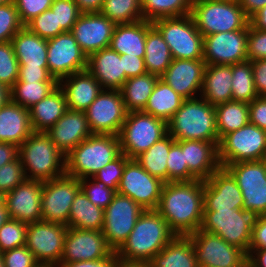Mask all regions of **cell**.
<instances>
[{
    "instance_id": "cell-1",
    "label": "cell",
    "mask_w": 266,
    "mask_h": 267,
    "mask_svg": "<svg viewBox=\"0 0 266 267\" xmlns=\"http://www.w3.org/2000/svg\"><path fill=\"white\" fill-rule=\"evenodd\" d=\"M203 202L202 180L165 182L156 211L176 235L188 236L200 229Z\"/></svg>"
},
{
    "instance_id": "cell-2",
    "label": "cell",
    "mask_w": 266,
    "mask_h": 267,
    "mask_svg": "<svg viewBox=\"0 0 266 267\" xmlns=\"http://www.w3.org/2000/svg\"><path fill=\"white\" fill-rule=\"evenodd\" d=\"M175 236L156 210H145L116 251L117 258L125 264H148Z\"/></svg>"
},
{
    "instance_id": "cell-3",
    "label": "cell",
    "mask_w": 266,
    "mask_h": 267,
    "mask_svg": "<svg viewBox=\"0 0 266 267\" xmlns=\"http://www.w3.org/2000/svg\"><path fill=\"white\" fill-rule=\"evenodd\" d=\"M175 141L201 140L219 143L215 107L201 96L186 99L167 122Z\"/></svg>"
},
{
    "instance_id": "cell-4",
    "label": "cell",
    "mask_w": 266,
    "mask_h": 267,
    "mask_svg": "<svg viewBox=\"0 0 266 267\" xmlns=\"http://www.w3.org/2000/svg\"><path fill=\"white\" fill-rule=\"evenodd\" d=\"M26 179L46 182L65 175V155L46 132H33L19 147Z\"/></svg>"
},
{
    "instance_id": "cell-5",
    "label": "cell",
    "mask_w": 266,
    "mask_h": 267,
    "mask_svg": "<svg viewBox=\"0 0 266 267\" xmlns=\"http://www.w3.org/2000/svg\"><path fill=\"white\" fill-rule=\"evenodd\" d=\"M120 154L118 135L93 134L65 156V174L91 178Z\"/></svg>"
},
{
    "instance_id": "cell-6",
    "label": "cell",
    "mask_w": 266,
    "mask_h": 267,
    "mask_svg": "<svg viewBox=\"0 0 266 267\" xmlns=\"http://www.w3.org/2000/svg\"><path fill=\"white\" fill-rule=\"evenodd\" d=\"M259 216L254 210H203L200 230L220 236L248 255L252 229Z\"/></svg>"
},
{
    "instance_id": "cell-7",
    "label": "cell",
    "mask_w": 266,
    "mask_h": 267,
    "mask_svg": "<svg viewBox=\"0 0 266 267\" xmlns=\"http://www.w3.org/2000/svg\"><path fill=\"white\" fill-rule=\"evenodd\" d=\"M190 15L203 37L242 30L249 25L238 1L193 0Z\"/></svg>"
},
{
    "instance_id": "cell-8",
    "label": "cell",
    "mask_w": 266,
    "mask_h": 267,
    "mask_svg": "<svg viewBox=\"0 0 266 267\" xmlns=\"http://www.w3.org/2000/svg\"><path fill=\"white\" fill-rule=\"evenodd\" d=\"M167 134L166 121L143 111L128 112L118 133L121 153L135 159Z\"/></svg>"
},
{
    "instance_id": "cell-9",
    "label": "cell",
    "mask_w": 266,
    "mask_h": 267,
    "mask_svg": "<svg viewBox=\"0 0 266 267\" xmlns=\"http://www.w3.org/2000/svg\"><path fill=\"white\" fill-rule=\"evenodd\" d=\"M169 46L173 59L203 60V35L192 16L162 18L153 22Z\"/></svg>"
},
{
    "instance_id": "cell-10",
    "label": "cell",
    "mask_w": 266,
    "mask_h": 267,
    "mask_svg": "<svg viewBox=\"0 0 266 267\" xmlns=\"http://www.w3.org/2000/svg\"><path fill=\"white\" fill-rule=\"evenodd\" d=\"M221 167L242 161H259L266 158V131L248 123L224 135L218 144Z\"/></svg>"
},
{
    "instance_id": "cell-11",
    "label": "cell",
    "mask_w": 266,
    "mask_h": 267,
    "mask_svg": "<svg viewBox=\"0 0 266 267\" xmlns=\"http://www.w3.org/2000/svg\"><path fill=\"white\" fill-rule=\"evenodd\" d=\"M68 227L61 223L37 221L29 223L25 246L39 264L57 267L64 251V240Z\"/></svg>"
},
{
    "instance_id": "cell-12",
    "label": "cell",
    "mask_w": 266,
    "mask_h": 267,
    "mask_svg": "<svg viewBox=\"0 0 266 267\" xmlns=\"http://www.w3.org/2000/svg\"><path fill=\"white\" fill-rule=\"evenodd\" d=\"M243 196V210L266 214V161H242L225 165Z\"/></svg>"
},
{
    "instance_id": "cell-13",
    "label": "cell",
    "mask_w": 266,
    "mask_h": 267,
    "mask_svg": "<svg viewBox=\"0 0 266 267\" xmlns=\"http://www.w3.org/2000/svg\"><path fill=\"white\" fill-rule=\"evenodd\" d=\"M145 210L130 197L116 193L104 209L102 233L107 244L117 251L127 240L137 219Z\"/></svg>"
},
{
    "instance_id": "cell-14",
    "label": "cell",
    "mask_w": 266,
    "mask_h": 267,
    "mask_svg": "<svg viewBox=\"0 0 266 267\" xmlns=\"http://www.w3.org/2000/svg\"><path fill=\"white\" fill-rule=\"evenodd\" d=\"M165 182L151 175L135 160L124 167L117 193L130 197L144 210H156Z\"/></svg>"
},
{
    "instance_id": "cell-15",
    "label": "cell",
    "mask_w": 266,
    "mask_h": 267,
    "mask_svg": "<svg viewBox=\"0 0 266 267\" xmlns=\"http://www.w3.org/2000/svg\"><path fill=\"white\" fill-rule=\"evenodd\" d=\"M80 190L79 179L66 174L43 182L41 196L42 220L61 223L68 227L70 208Z\"/></svg>"
},
{
    "instance_id": "cell-16",
    "label": "cell",
    "mask_w": 266,
    "mask_h": 267,
    "mask_svg": "<svg viewBox=\"0 0 266 267\" xmlns=\"http://www.w3.org/2000/svg\"><path fill=\"white\" fill-rule=\"evenodd\" d=\"M188 236L193 242L199 267H235L248 258L242 249L227 243L218 235L199 229Z\"/></svg>"
},
{
    "instance_id": "cell-17",
    "label": "cell",
    "mask_w": 266,
    "mask_h": 267,
    "mask_svg": "<svg viewBox=\"0 0 266 267\" xmlns=\"http://www.w3.org/2000/svg\"><path fill=\"white\" fill-rule=\"evenodd\" d=\"M120 90L103 89L85 110L93 134L118 135L127 116Z\"/></svg>"
},
{
    "instance_id": "cell-18",
    "label": "cell",
    "mask_w": 266,
    "mask_h": 267,
    "mask_svg": "<svg viewBox=\"0 0 266 267\" xmlns=\"http://www.w3.org/2000/svg\"><path fill=\"white\" fill-rule=\"evenodd\" d=\"M87 55L70 32L47 40L49 73L57 80L87 69Z\"/></svg>"
},
{
    "instance_id": "cell-19",
    "label": "cell",
    "mask_w": 266,
    "mask_h": 267,
    "mask_svg": "<svg viewBox=\"0 0 266 267\" xmlns=\"http://www.w3.org/2000/svg\"><path fill=\"white\" fill-rule=\"evenodd\" d=\"M247 36L248 26L204 36L203 60L206 65H233L247 61Z\"/></svg>"
},
{
    "instance_id": "cell-20",
    "label": "cell",
    "mask_w": 266,
    "mask_h": 267,
    "mask_svg": "<svg viewBox=\"0 0 266 267\" xmlns=\"http://www.w3.org/2000/svg\"><path fill=\"white\" fill-rule=\"evenodd\" d=\"M114 253L115 251L107 244L102 230H81L68 227L59 265L103 259Z\"/></svg>"
},
{
    "instance_id": "cell-21",
    "label": "cell",
    "mask_w": 266,
    "mask_h": 267,
    "mask_svg": "<svg viewBox=\"0 0 266 267\" xmlns=\"http://www.w3.org/2000/svg\"><path fill=\"white\" fill-rule=\"evenodd\" d=\"M115 26L101 13H81L70 33L88 57L109 47Z\"/></svg>"
},
{
    "instance_id": "cell-22",
    "label": "cell",
    "mask_w": 266,
    "mask_h": 267,
    "mask_svg": "<svg viewBox=\"0 0 266 267\" xmlns=\"http://www.w3.org/2000/svg\"><path fill=\"white\" fill-rule=\"evenodd\" d=\"M42 188V181L25 179L6 193L5 204L9 217L27 224L41 221Z\"/></svg>"
},
{
    "instance_id": "cell-23",
    "label": "cell",
    "mask_w": 266,
    "mask_h": 267,
    "mask_svg": "<svg viewBox=\"0 0 266 267\" xmlns=\"http://www.w3.org/2000/svg\"><path fill=\"white\" fill-rule=\"evenodd\" d=\"M203 191V210L242 209V192L233 176L223 167L203 181Z\"/></svg>"
},
{
    "instance_id": "cell-24",
    "label": "cell",
    "mask_w": 266,
    "mask_h": 267,
    "mask_svg": "<svg viewBox=\"0 0 266 267\" xmlns=\"http://www.w3.org/2000/svg\"><path fill=\"white\" fill-rule=\"evenodd\" d=\"M205 67L204 60L173 59L160 79L185 100L199 97Z\"/></svg>"
},
{
    "instance_id": "cell-25",
    "label": "cell",
    "mask_w": 266,
    "mask_h": 267,
    "mask_svg": "<svg viewBox=\"0 0 266 267\" xmlns=\"http://www.w3.org/2000/svg\"><path fill=\"white\" fill-rule=\"evenodd\" d=\"M46 133L65 156L83 140L93 135L85 111L71 109H67Z\"/></svg>"
},
{
    "instance_id": "cell-26",
    "label": "cell",
    "mask_w": 266,
    "mask_h": 267,
    "mask_svg": "<svg viewBox=\"0 0 266 267\" xmlns=\"http://www.w3.org/2000/svg\"><path fill=\"white\" fill-rule=\"evenodd\" d=\"M87 70L103 89L120 90L126 81L123 55L110 47L90 54L87 59Z\"/></svg>"
},
{
    "instance_id": "cell-27",
    "label": "cell",
    "mask_w": 266,
    "mask_h": 267,
    "mask_svg": "<svg viewBox=\"0 0 266 267\" xmlns=\"http://www.w3.org/2000/svg\"><path fill=\"white\" fill-rule=\"evenodd\" d=\"M58 85L65 95L67 108L77 111H85L103 90L87 69L62 78Z\"/></svg>"
},
{
    "instance_id": "cell-28",
    "label": "cell",
    "mask_w": 266,
    "mask_h": 267,
    "mask_svg": "<svg viewBox=\"0 0 266 267\" xmlns=\"http://www.w3.org/2000/svg\"><path fill=\"white\" fill-rule=\"evenodd\" d=\"M218 144L201 140H182V152L188 170L197 180L206 181L221 168Z\"/></svg>"
},
{
    "instance_id": "cell-29",
    "label": "cell",
    "mask_w": 266,
    "mask_h": 267,
    "mask_svg": "<svg viewBox=\"0 0 266 267\" xmlns=\"http://www.w3.org/2000/svg\"><path fill=\"white\" fill-rule=\"evenodd\" d=\"M32 133L29 109L11 100L0 108V142L19 147Z\"/></svg>"
},
{
    "instance_id": "cell-30",
    "label": "cell",
    "mask_w": 266,
    "mask_h": 267,
    "mask_svg": "<svg viewBox=\"0 0 266 267\" xmlns=\"http://www.w3.org/2000/svg\"><path fill=\"white\" fill-rule=\"evenodd\" d=\"M152 22L139 20L133 23L116 24L109 47L120 55L144 58L148 29Z\"/></svg>"
},
{
    "instance_id": "cell-31",
    "label": "cell",
    "mask_w": 266,
    "mask_h": 267,
    "mask_svg": "<svg viewBox=\"0 0 266 267\" xmlns=\"http://www.w3.org/2000/svg\"><path fill=\"white\" fill-rule=\"evenodd\" d=\"M19 68H48L47 40L23 27L12 38Z\"/></svg>"
},
{
    "instance_id": "cell-32",
    "label": "cell",
    "mask_w": 266,
    "mask_h": 267,
    "mask_svg": "<svg viewBox=\"0 0 266 267\" xmlns=\"http://www.w3.org/2000/svg\"><path fill=\"white\" fill-rule=\"evenodd\" d=\"M200 96L213 106L232 101V65H206Z\"/></svg>"
},
{
    "instance_id": "cell-33",
    "label": "cell",
    "mask_w": 266,
    "mask_h": 267,
    "mask_svg": "<svg viewBox=\"0 0 266 267\" xmlns=\"http://www.w3.org/2000/svg\"><path fill=\"white\" fill-rule=\"evenodd\" d=\"M67 109L65 95L58 85L44 99L29 109L33 132L48 131Z\"/></svg>"
},
{
    "instance_id": "cell-34",
    "label": "cell",
    "mask_w": 266,
    "mask_h": 267,
    "mask_svg": "<svg viewBox=\"0 0 266 267\" xmlns=\"http://www.w3.org/2000/svg\"><path fill=\"white\" fill-rule=\"evenodd\" d=\"M149 267H199L189 236L176 235L148 263Z\"/></svg>"
},
{
    "instance_id": "cell-35",
    "label": "cell",
    "mask_w": 266,
    "mask_h": 267,
    "mask_svg": "<svg viewBox=\"0 0 266 267\" xmlns=\"http://www.w3.org/2000/svg\"><path fill=\"white\" fill-rule=\"evenodd\" d=\"M159 78L147 72L125 81L120 91L127 112L144 110Z\"/></svg>"
},
{
    "instance_id": "cell-36",
    "label": "cell",
    "mask_w": 266,
    "mask_h": 267,
    "mask_svg": "<svg viewBox=\"0 0 266 267\" xmlns=\"http://www.w3.org/2000/svg\"><path fill=\"white\" fill-rule=\"evenodd\" d=\"M185 99L158 79L143 112L168 122Z\"/></svg>"
},
{
    "instance_id": "cell-37",
    "label": "cell",
    "mask_w": 266,
    "mask_h": 267,
    "mask_svg": "<svg viewBox=\"0 0 266 267\" xmlns=\"http://www.w3.org/2000/svg\"><path fill=\"white\" fill-rule=\"evenodd\" d=\"M104 210L95 206L80 190L70 208L68 227L81 230H102Z\"/></svg>"
},
{
    "instance_id": "cell-38",
    "label": "cell",
    "mask_w": 266,
    "mask_h": 267,
    "mask_svg": "<svg viewBox=\"0 0 266 267\" xmlns=\"http://www.w3.org/2000/svg\"><path fill=\"white\" fill-rule=\"evenodd\" d=\"M169 46L160 31L152 25L146 36L144 64L146 71L160 77L171 64Z\"/></svg>"
},
{
    "instance_id": "cell-39",
    "label": "cell",
    "mask_w": 266,
    "mask_h": 267,
    "mask_svg": "<svg viewBox=\"0 0 266 267\" xmlns=\"http://www.w3.org/2000/svg\"><path fill=\"white\" fill-rule=\"evenodd\" d=\"M216 111V128L219 140L226 134L236 131L249 123V104L228 101L218 104Z\"/></svg>"
},
{
    "instance_id": "cell-40",
    "label": "cell",
    "mask_w": 266,
    "mask_h": 267,
    "mask_svg": "<svg viewBox=\"0 0 266 267\" xmlns=\"http://www.w3.org/2000/svg\"><path fill=\"white\" fill-rule=\"evenodd\" d=\"M175 139L167 134L160 141L153 144L148 150L140 154L135 160L151 175L168 182L167 159L170 147Z\"/></svg>"
},
{
    "instance_id": "cell-41",
    "label": "cell",
    "mask_w": 266,
    "mask_h": 267,
    "mask_svg": "<svg viewBox=\"0 0 266 267\" xmlns=\"http://www.w3.org/2000/svg\"><path fill=\"white\" fill-rule=\"evenodd\" d=\"M58 86V81H16L10 88L11 101L30 109Z\"/></svg>"
},
{
    "instance_id": "cell-42",
    "label": "cell",
    "mask_w": 266,
    "mask_h": 267,
    "mask_svg": "<svg viewBox=\"0 0 266 267\" xmlns=\"http://www.w3.org/2000/svg\"><path fill=\"white\" fill-rule=\"evenodd\" d=\"M193 0H141L142 16L148 22L190 15Z\"/></svg>"
},
{
    "instance_id": "cell-43",
    "label": "cell",
    "mask_w": 266,
    "mask_h": 267,
    "mask_svg": "<svg viewBox=\"0 0 266 267\" xmlns=\"http://www.w3.org/2000/svg\"><path fill=\"white\" fill-rule=\"evenodd\" d=\"M253 79L252 62L245 61L232 65V100L250 103L257 98Z\"/></svg>"
},
{
    "instance_id": "cell-44",
    "label": "cell",
    "mask_w": 266,
    "mask_h": 267,
    "mask_svg": "<svg viewBox=\"0 0 266 267\" xmlns=\"http://www.w3.org/2000/svg\"><path fill=\"white\" fill-rule=\"evenodd\" d=\"M100 13L115 24L143 20L141 0H104Z\"/></svg>"
},
{
    "instance_id": "cell-45",
    "label": "cell",
    "mask_w": 266,
    "mask_h": 267,
    "mask_svg": "<svg viewBox=\"0 0 266 267\" xmlns=\"http://www.w3.org/2000/svg\"><path fill=\"white\" fill-rule=\"evenodd\" d=\"M28 224L9 218L0 228V253L25 245Z\"/></svg>"
},
{
    "instance_id": "cell-46",
    "label": "cell",
    "mask_w": 266,
    "mask_h": 267,
    "mask_svg": "<svg viewBox=\"0 0 266 267\" xmlns=\"http://www.w3.org/2000/svg\"><path fill=\"white\" fill-rule=\"evenodd\" d=\"M168 182L192 181L196 178L189 172L182 152V141H175L168 154Z\"/></svg>"
},
{
    "instance_id": "cell-47",
    "label": "cell",
    "mask_w": 266,
    "mask_h": 267,
    "mask_svg": "<svg viewBox=\"0 0 266 267\" xmlns=\"http://www.w3.org/2000/svg\"><path fill=\"white\" fill-rule=\"evenodd\" d=\"M19 66L11 41L0 43V82L11 88L18 80Z\"/></svg>"
},
{
    "instance_id": "cell-48",
    "label": "cell",
    "mask_w": 266,
    "mask_h": 267,
    "mask_svg": "<svg viewBox=\"0 0 266 267\" xmlns=\"http://www.w3.org/2000/svg\"><path fill=\"white\" fill-rule=\"evenodd\" d=\"M79 182L81 190L89 201L103 210L109 205L117 193L115 190L107 187L103 182L97 181L94 177L82 178Z\"/></svg>"
},
{
    "instance_id": "cell-49",
    "label": "cell",
    "mask_w": 266,
    "mask_h": 267,
    "mask_svg": "<svg viewBox=\"0 0 266 267\" xmlns=\"http://www.w3.org/2000/svg\"><path fill=\"white\" fill-rule=\"evenodd\" d=\"M25 27L46 40L64 33L61 27L57 26L56 13H54L51 9H48L40 15L34 17L25 25Z\"/></svg>"
},
{
    "instance_id": "cell-50",
    "label": "cell",
    "mask_w": 266,
    "mask_h": 267,
    "mask_svg": "<svg viewBox=\"0 0 266 267\" xmlns=\"http://www.w3.org/2000/svg\"><path fill=\"white\" fill-rule=\"evenodd\" d=\"M23 27L14 2L0 6V43L11 41Z\"/></svg>"
},
{
    "instance_id": "cell-51",
    "label": "cell",
    "mask_w": 266,
    "mask_h": 267,
    "mask_svg": "<svg viewBox=\"0 0 266 267\" xmlns=\"http://www.w3.org/2000/svg\"><path fill=\"white\" fill-rule=\"evenodd\" d=\"M129 160L125 154L121 153L115 160L100 169L93 177L117 192L125 164Z\"/></svg>"
},
{
    "instance_id": "cell-52",
    "label": "cell",
    "mask_w": 266,
    "mask_h": 267,
    "mask_svg": "<svg viewBox=\"0 0 266 267\" xmlns=\"http://www.w3.org/2000/svg\"><path fill=\"white\" fill-rule=\"evenodd\" d=\"M50 9L56 13L57 26L64 32H70L81 15L74 0H53Z\"/></svg>"
},
{
    "instance_id": "cell-53",
    "label": "cell",
    "mask_w": 266,
    "mask_h": 267,
    "mask_svg": "<svg viewBox=\"0 0 266 267\" xmlns=\"http://www.w3.org/2000/svg\"><path fill=\"white\" fill-rule=\"evenodd\" d=\"M26 179L19 156L0 168V191L4 194L13 190Z\"/></svg>"
},
{
    "instance_id": "cell-54",
    "label": "cell",
    "mask_w": 266,
    "mask_h": 267,
    "mask_svg": "<svg viewBox=\"0 0 266 267\" xmlns=\"http://www.w3.org/2000/svg\"><path fill=\"white\" fill-rule=\"evenodd\" d=\"M18 16L25 26L34 17L50 9L53 0H14Z\"/></svg>"
},
{
    "instance_id": "cell-55",
    "label": "cell",
    "mask_w": 266,
    "mask_h": 267,
    "mask_svg": "<svg viewBox=\"0 0 266 267\" xmlns=\"http://www.w3.org/2000/svg\"><path fill=\"white\" fill-rule=\"evenodd\" d=\"M248 61L266 59V31L248 25L247 36Z\"/></svg>"
},
{
    "instance_id": "cell-56",
    "label": "cell",
    "mask_w": 266,
    "mask_h": 267,
    "mask_svg": "<svg viewBox=\"0 0 266 267\" xmlns=\"http://www.w3.org/2000/svg\"><path fill=\"white\" fill-rule=\"evenodd\" d=\"M5 267H36L38 261L32 252L24 245L2 253Z\"/></svg>"
},
{
    "instance_id": "cell-57",
    "label": "cell",
    "mask_w": 266,
    "mask_h": 267,
    "mask_svg": "<svg viewBox=\"0 0 266 267\" xmlns=\"http://www.w3.org/2000/svg\"><path fill=\"white\" fill-rule=\"evenodd\" d=\"M249 123L266 131V96H258L249 103Z\"/></svg>"
},
{
    "instance_id": "cell-58",
    "label": "cell",
    "mask_w": 266,
    "mask_h": 267,
    "mask_svg": "<svg viewBox=\"0 0 266 267\" xmlns=\"http://www.w3.org/2000/svg\"><path fill=\"white\" fill-rule=\"evenodd\" d=\"M252 62L253 79L258 96H266V59Z\"/></svg>"
},
{
    "instance_id": "cell-59",
    "label": "cell",
    "mask_w": 266,
    "mask_h": 267,
    "mask_svg": "<svg viewBox=\"0 0 266 267\" xmlns=\"http://www.w3.org/2000/svg\"><path fill=\"white\" fill-rule=\"evenodd\" d=\"M123 70H125L126 80L147 73L144 58L137 56L123 55Z\"/></svg>"
},
{
    "instance_id": "cell-60",
    "label": "cell",
    "mask_w": 266,
    "mask_h": 267,
    "mask_svg": "<svg viewBox=\"0 0 266 267\" xmlns=\"http://www.w3.org/2000/svg\"><path fill=\"white\" fill-rule=\"evenodd\" d=\"M249 249H266V214L260 215L252 229Z\"/></svg>"
},
{
    "instance_id": "cell-61",
    "label": "cell",
    "mask_w": 266,
    "mask_h": 267,
    "mask_svg": "<svg viewBox=\"0 0 266 267\" xmlns=\"http://www.w3.org/2000/svg\"><path fill=\"white\" fill-rule=\"evenodd\" d=\"M17 81H57L48 68H19Z\"/></svg>"
},
{
    "instance_id": "cell-62",
    "label": "cell",
    "mask_w": 266,
    "mask_h": 267,
    "mask_svg": "<svg viewBox=\"0 0 266 267\" xmlns=\"http://www.w3.org/2000/svg\"><path fill=\"white\" fill-rule=\"evenodd\" d=\"M118 263L119 259L115 252L112 256L103 259L63 263L57 267H117Z\"/></svg>"
},
{
    "instance_id": "cell-63",
    "label": "cell",
    "mask_w": 266,
    "mask_h": 267,
    "mask_svg": "<svg viewBox=\"0 0 266 267\" xmlns=\"http://www.w3.org/2000/svg\"><path fill=\"white\" fill-rule=\"evenodd\" d=\"M18 157V146L0 142V168Z\"/></svg>"
},
{
    "instance_id": "cell-64",
    "label": "cell",
    "mask_w": 266,
    "mask_h": 267,
    "mask_svg": "<svg viewBox=\"0 0 266 267\" xmlns=\"http://www.w3.org/2000/svg\"><path fill=\"white\" fill-rule=\"evenodd\" d=\"M81 13H100L104 0H74Z\"/></svg>"
},
{
    "instance_id": "cell-65",
    "label": "cell",
    "mask_w": 266,
    "mask_h": 267,
    "mask_svg": "<svg viewBox=\"0 0 266 267\" xmlns=\"http://www.w3.org/2000/svg\"><path fill=\"white\" fill-rule=\"evenodd\" d=\"M238 3L248 18L266 6V0H238Z\"/></svg>"
},
{
    "instance_id": "cell-66",
    "label": "cell",
    "mask_w": 266,
    "mask_h": 267,
    "mask_svg": "<svg viewBox=\"0 0 266 267\" xmlns=\"http://www.w3.org/2000/svg\"><path fill=\"white\" fill-rule=\"evenodd\" d=\"M248 260L253 267H266V249H249Z\"/></svg>"
},
{
    "instance_id": "cell-67",
    "label": "cell",
    "mask_w": 266,
    "mask_h": 267,
    "mask_svg": "<svg viewBox=\"0 0 266 267\" xmlns=\"http://www.w3.org/2000/svg\"><path fill=\"white\" fill-rule=\"evenodd\" d=\"M249 24L255 29L266 31V6L259 9L249 18Z\"/></svg>"
},
{
    "instance_id": "cell-68",
    "label": "cell",
    "mask_w": 266,
    "mask_h": 267,
    "mask_svg": "<svg viewBox=\"0 0 266 267\" xmlns=\"http://www.w3.org/2000/svg\"><path fill=\"white\" fill-rule=\"evenodd\" d=\"M11 100L10 88L0 82V108Z\"/></svg>"
},
{
    "instance_id": "cell-69",
    "label": "cell",
    "mask_w": 266,
    "mask_h": 267,
    "mask_svg": "<svg viewBox=\"0 0 266 267\" xmlns=\"http://www.w3.org/2000/svg\"><path fill=\"white\" fill-rule=\"evenodd\" d=\"M9 218L7 207L4 203L2 206H0V228Z\"/></svg>"
},
{
    "instance_id": "cell-70",
    "label": "cell",
    "mask_w": 266,
    "mask_h": 267,
    "mask_svg": "<svg viewBox=\"0 0 266 267\" xmlns=\"http://www.w3.org/2000/svg\"><path fill=\"white\" fill-rule=\"evenodd\" d=\"M117 267H149L148 264H125L119 262Z\"/></svg>"
},
{
    "instance_id": "cell-71",
    "label": "cell",
    "mask_w": 266,
    "mask_h": 267,
    "mask_svg": "<svg viewBox=\"0 0 266 267\" xmlns=\"http://www.w3.org/2000/svg\"><path fill=\"white\" fill-rule=\"evenodd\" d=\"M5 203V194L0 191V206Z\"/></svg>"
},
{
    "instance_id": "cell-72",
    "label": "cell",
    "mask_w": 266,
    "mask_h": 267,
    "mask_svg": "<svg viewBox=\"0 0 266 267\" xmlns=\"http://www.w3.org/2000/svg\"><path fill=\"white\" fill-rule=\"evenodd\" d=\"M14 0H0V6L13 3Z\"/></svg>"
},
{
    "instance_id": "cell-73",
    "label": "cell",
    "mask_w": 266,
    "mask_h": 267,
    "mask_svg": "<svg viewBox=\"0 0 266 267\" xmlns=\"http://www.w3.org/2000/svg\"><path fill=\"white\" fill-rule=\"evenodd\" d=\"M244 267H253V266L250 264L248 258L244 261Z\"/></svg>"
},
{
    "instance_id": "cell-74",
    "label": "cell",
    "mask_w": 266,
    "mask_h": 267,
    "mask_svg": "<svg viewBox=\"0 0 266 267\" xmlns=\"http://www.w3.org/2000/svg\"><path fill=\"white\" fill-rule=\"evenodd\" d=\"M0 267H5L2 260V253H0Z\"/></svg>"
},
{
    "instance_id": "cell-75",
    "label": "cell",
    "mask_w": 266,
    "mask_h": 267,
    "mask_svg": "<svg viewBox=\"0 0 266 267\" xmlns=\"http://www.w3.org/2000/svg\"><path fill=\"white\" fill-rule=\"evenodd\" d=\"M36 267H51V266H49V265H45V264H39V265H37Z\"/></svg>"
},
{
    "instance_id": "cell-76",
    "label": "cell",
    "mask_w": 266,
    "mask_h": 267,
    "mask_svg": "<svg viewBox=\"0 0 266 267\" xmlns=\"http://www.w3.org/2000/svg\"><path fill=\"white\" fill-rule=\"evenodd\" d=\"M235 267H244V262L241 265L235 266Z\"/></svg>"
}]
</instances>
